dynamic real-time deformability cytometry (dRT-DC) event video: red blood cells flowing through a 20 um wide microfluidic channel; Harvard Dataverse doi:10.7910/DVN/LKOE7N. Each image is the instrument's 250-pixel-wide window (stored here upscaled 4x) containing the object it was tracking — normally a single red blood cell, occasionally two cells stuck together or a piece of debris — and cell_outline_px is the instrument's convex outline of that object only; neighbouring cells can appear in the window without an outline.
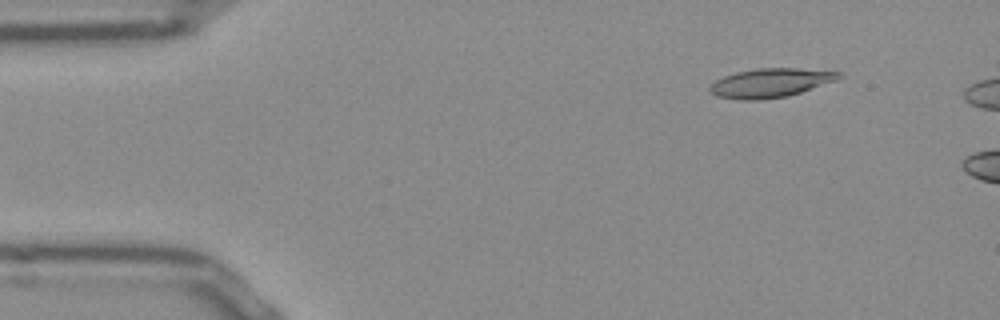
{"species": "Egyptian fruit bat (a non-hibernating species)", "species_latin": "Rousettus aegyptiacus", "temperature_condition": "room temperature", "stored_images_in_passage": 5, "camera_frame_rate_fps": 3000, "um_per_image_px": 0.085, "frame": {"image": 1, "passage_image": 1, "time_ms": 0.0, "image_size_px": [1000, 320], "cell_outline_px": [[840, 76], [836, 80], [788, 96], [756, 100], [740, 100], [716, 96], [708, 92], [708, 88], [716, 80], [724, 76], [736, 72], [756, 68], [796, 68], [840, 72]], "centroid_in_image_um": [65.42, 7.05], "position_along_channel_um": 19.6, "area_um2": 21.62}}